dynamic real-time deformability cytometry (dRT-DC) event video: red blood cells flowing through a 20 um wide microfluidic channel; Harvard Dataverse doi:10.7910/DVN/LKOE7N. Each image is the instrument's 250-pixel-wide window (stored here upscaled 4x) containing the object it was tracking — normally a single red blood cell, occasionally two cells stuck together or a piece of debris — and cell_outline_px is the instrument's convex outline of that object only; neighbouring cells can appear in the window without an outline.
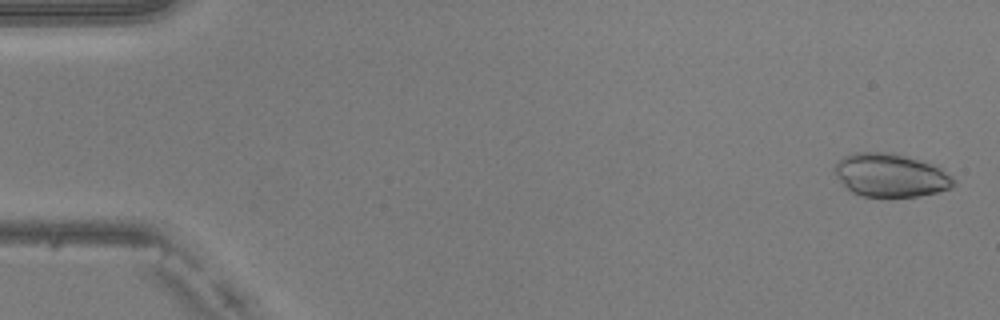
{"species": "common noctule bat (a hibernating species)", "species_latin": "Nyctalus noctula", "temperature_condition": "warm", "stored_images_in_passage": 50, "camera_frame_rate_fps": 3000, "um_per_image_px": 0.085, "animal": {"sex": "male", "body_mass_g": 20.5, "forearm_length_mm": 52.5}, "frame": {"image": 1, "passage_image": 2, "time_ms": 0.333, "image_size_px": [1000, 320], "cell_outline_px": [[956, 180], [952, 188], [920, 196], [864, 196], [852, 192], [836, 176], [832, 168], [844, 156], [852, 152], [892, 152], [932, 164], [940, 168], [952, 176]], "centroid_in_image_um": [75.7, 14.88], "position_along_channel_um": 9.3, "area_um2": 29.88}}
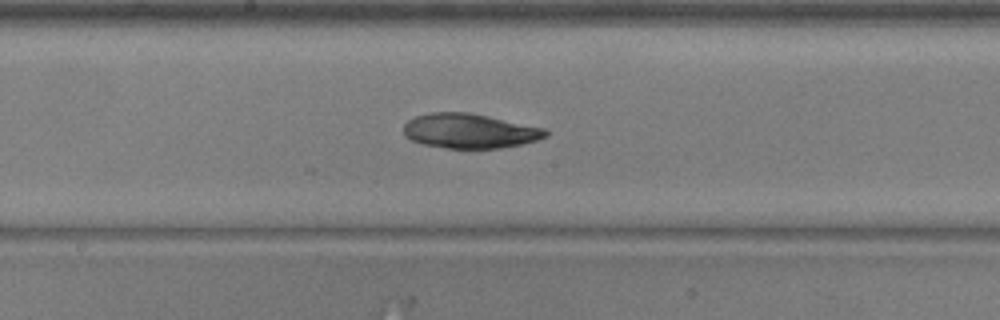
{"frame": {"image": 2, "passage_image": 27, "time_ms": 8.667, "image_size_px": [1000, 320], "cell_outline_px": [[548, 136], [536, 140], [520, 144], [500, 148], [448, 148], [424, 144], [412, 140], [404, 136], [404, 124], [408, 120], [416, 116], [432, 112], [468, 112], [488, 116], [544, 128], [548, 132]], "centroid_in_image_um": [39.9, 11.12], "position_along_channel_um": 208.3, "area_um2": 28.44}}
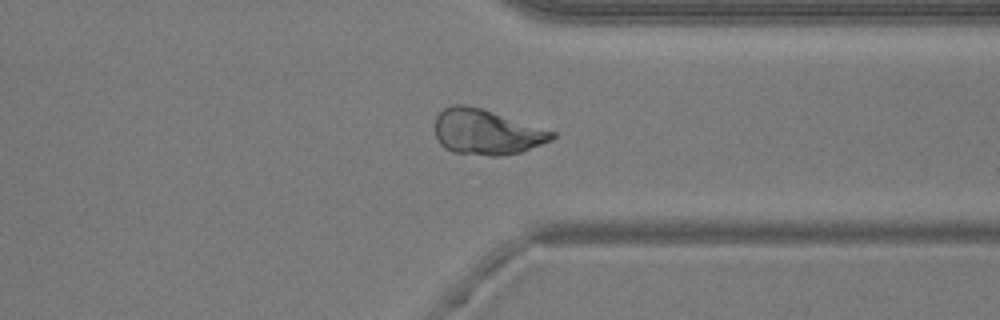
{"frame": {"image": 3, "passage_image": 39, "time_ms": 12.667, "image_size_px": [1000, 320], "cell_outline_px": [[556, 136], [552, 140], [520, 152], [500, 156], [488, 156], [452, 152], [444, 148], [440, 144], [436, 136], [436, 116], [444, 108], [452, 104], [464, 104], [480, 108], [556, 132]], "centroid_in_image_um": [41.33, 11.23], "position_along_channel_um": 370.1, "area_um2": 30.75}, "authors_computed_cell_mechanics": {"area_um2": 29.5936, "velocity_mm_per_s": 4.0834, "shape_relaxation_time_tau1_ms": 4.6798, "shape_relaxation_time_tau2_ms": 3.2076, "deformation_change_tau1": 0.0875, "deformation_change_tau2": 0.066}}